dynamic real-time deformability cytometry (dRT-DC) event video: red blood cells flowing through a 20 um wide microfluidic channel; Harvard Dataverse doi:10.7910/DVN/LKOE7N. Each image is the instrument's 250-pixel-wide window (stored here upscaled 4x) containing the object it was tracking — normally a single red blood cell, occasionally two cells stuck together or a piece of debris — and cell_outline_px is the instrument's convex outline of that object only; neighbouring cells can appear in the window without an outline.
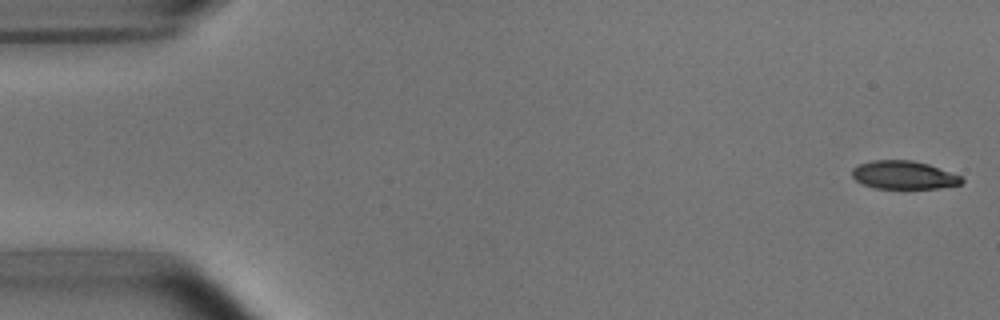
{"species": "common noctule bat (a hibernating species)", "species_latin": "Nyctalus noctula", "temperature_condition": "room temperature", "stored_images_in_passage": 9, "camera_frame_rate_fps": 3000, "um_per_image_px": 0.085, "animal": {"sex": "male", "body_mass_g": 15.6}, "frame": {"image": 1, "passage_image": 1, "time_ms": 0.0, "image_size_px": [1000, 320], "cell_outline_px": [[964, 180], [960, 184], [940, 188], [876, 188], [864, 184], [856, 180], [852, 176], [852, 168], [860, 164], [872, 160], [912, 160], [928, 164], [960, 176]], "centroid_in_image_um": [76.8, 14.87], "position_along_channel_um": 8.2, "area_um2": 17.8}}